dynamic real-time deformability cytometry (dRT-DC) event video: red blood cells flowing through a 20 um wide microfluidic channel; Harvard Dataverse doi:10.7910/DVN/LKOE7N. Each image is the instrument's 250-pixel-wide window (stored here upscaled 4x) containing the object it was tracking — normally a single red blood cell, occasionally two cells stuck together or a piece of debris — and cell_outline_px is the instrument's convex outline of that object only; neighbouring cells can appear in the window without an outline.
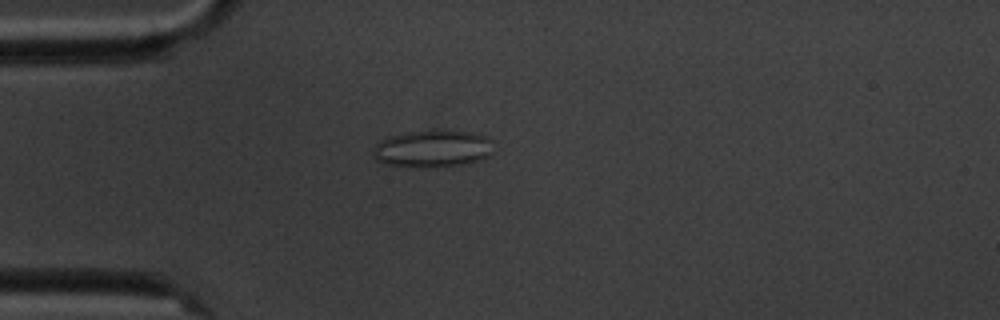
{"species": "common noctule bat (a hibernating species)", "species_latin": "Nyctalus noctula", "temperature_condition": "cold", "stored_images_in_passage": 10, "camera_frame_rate_fps": 3000, "um_per_image_px": 0.085, "animal": {"sex": "male", "body_mass_g": 20.1, "forearm_length_mm": 53.5}, "frame": {"image": 1, "passage_image": 5, "time_ms": 4.667, "image_size_px": [1000, 320], "cell_outline_px": [[492, 156], [464, 164], [424, 168], [416, 168], [384, 164], [376, 160], [372, 156], [372, 152], [376, 144], [380, 140], [388, 136], [404, 132], [472, 132], [488, 136]], "centroid_in_image_um": [36.71, 12.67], "position_along_channel_um": 48.3, "area_um2": 25.95}}
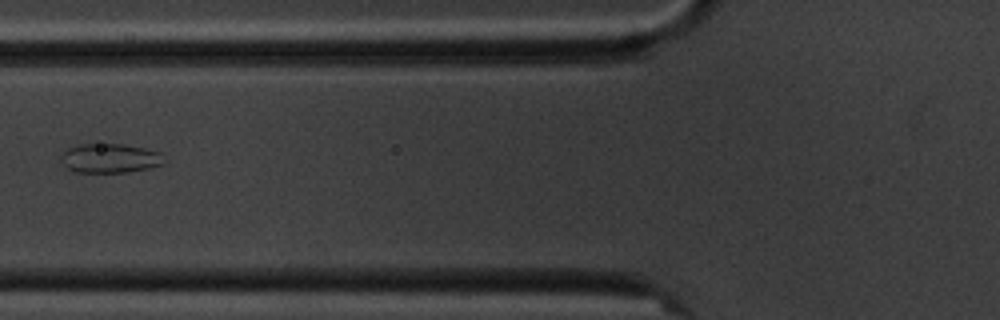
{"frame": {"image": 2, "passage_image": 7, "time_ms": 7.0, "image_size_px": [1000, 320], "cell_outline_px": [[164, 164], [148, 168], [128, 172], [72, 172], [60, 160], [60, 156], [68, 148], [80, 144], [124, 144], [144, 148], [160, 152]], "centroid_in_image_um": [9.32, 13.45], "position_along_channel_um": 116.5, "area_um2": 17.51}}